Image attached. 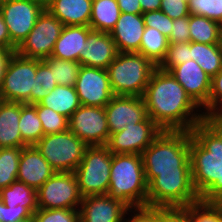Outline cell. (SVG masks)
<instances>
[{
    "mask_svg": "<svg viewBox=\"0 0 222 222\" xmlns=\"http://www.w3.org/2000/svg\"><path fill=\"white\" fill-rule=\"evenodd\" d=\"M63 28L64 24L45 8L29 35L17 47L16 53L24 58L47 59Z\"/></svg>",
    "mask_w": 222,
    "mask_h": 222,
    "instance_id": "cell-9",
    "label": "cell"
},
{
    "mask_svg": "<svg viewBox=\"0 0 222 222\" xmlns=\"http://www.w3.org/2000/svg\"><path fill=\"white\" fill-rule=\"evenodd\" d=\"M33 222H80L79 209H40L33 214Z\"/></svg>",
    "mask_w": 222,
    "mask_h": 222,
    "instance_id": "cell-39",
    "label": "cell"
},
{
    "mask_svg": "<svg viewBox=\"0 0 222 222\" xmlns=\"http://www.w3.org/2000/svg\"><path fill=\"white\" fill-rule=\"evenodd\" d=\"M22 148H0V190L17 180Z\"/></svg>",
    "mask_w": 222,
    "mask_h": 222,
    "instance_id": "cell-31",
    "label": "cell"
},
{
    "mask_svg": "<svg viewBox=\"0 0 222 222\" xmlns=\"http://www.w3.org/2000/svg\"><path fill=\"white\" fill-rule=\"evenodd\" d=\"M38 209L37 191L21 181L0 190V222L33 219Z\"/></svg>",
    "mask_w": 222,
    "mask_h": 222,
    "instance_id": "cell-14",
    "label": "cell"
},
{
    "mask_svg": "<svg viewBox=\"0 0 222 222\" xmlns=\"http://www.w3.org/2000/svg\"><path fill=\"white\" fill-rule=\"evenodd\" d=\"M36 59L24 58L17 53L11 58L2 87V101L21 102L31 105V91H34Z\"/></svg>",
    "mask_w": 222,
    "mask_h": 222,
    "instance_id": "cell-10",
    "label": "cell"
},
{
    "mask_svg": "<svg viewBox=\"0 0 222 222\" xmlns=\"http://www.w3.org/2000/svg\"><path fill=\"white\" fill-rule=\"evenodd\" d=\"M45 7L30 0H3L0 13L3 16L11 41L18 47L33 29Z\"/></svg>",
    "mask_w": 222,
    "mask_h": 222,
    "instance_id": "cell-12",
    "label": "cell"
},
{
    "mask_svg": "<svg viewBox=\"0 0 222 222\" xmlns=\"http://www.w3.org/2000/svg\"><path fill=\"white\" fill-rule=\"evenodd\" d=\"M120 14L117 0H93L89 26L92 30L110 33Z\"/></svg>",
    "mask_w": 222,
    "mask_h": 222,
    "instance_id": "cell-26",
    "label": "cell"
},
{
    "mask_svg": "<svg viewBox=\"0 0 222 222\" xmlns=\"http://www.w3.org/2000/svg\"><path fill=\"white\" fill-rule=\"evenodd\" d=\"M21 102L0 103V148L26 147L19 130Z\"/></svg>",
    "mask_w": 222,
    "mask_h": 222,
    "instance_id": "cell-24",
    "label": "cell"
},
{
    "mask_svg": "<svg viewBox=\"0 0 222 222\" xmlns=\"http://www.w3.org/2000/svg\"><path fill=\"white\" fill-rule=\"evenodd\" d=\"M68 129L88 146H104L110 136L104 107L81 105L69 118Z\"/></svg>",
    "mask_w": 222,
    "mask_h": 222,
    "instance_id": "cell-11",
    "label": "cell"
},
{
    "mask_svg": "<svg viewBox=\"0 0 222 222\" xmlns=\"http://www.w3.org/2000/svg\"><path fill=\"white\" fill-rule=\"evenodd\" d=\"M156 68L157 66L138 52H119L107 67L114 95L142 97Z\"/></svg>",
    "mask_w": 222,
    "mask_h": 222,
    "instance_id": "cell-5",
    "label": "cell"
},
{
    "mask_svg": "<svg viewBox=\"0 0 222 222\" xmlns=\"http://www.w3.org/2000/svg\"><path fill=\"white\" fill-rule=\"evenodd\" d=\"M53 70L54 81L60 86H75L81 67L79 62L58 59L53 56L43 60Z\"/></svg>",
    "mask_w": 222,
    "mask_h": 222,
    "instance_id": "cell-32",
    "label": "cell"
},
{
    "mask_svg": "<svg viewBox=\"0 0 222 222\" xmlns=\"http://www.w3.org/2000/svg\"><path fill=\"white\" fill-rule=\"evenodd\" d=\"M90 26H64L57 39L51 56L67 61L79 62V56L85 47Z\"/></svg>",
    "mask_w": 222,
    "mask_h": 222,
    "instance_id": "cell-23",
    "label": "cell"
},
{
    "mask_svg": "<svg viewBox=\"0 0 222 222\" xmlns=\"http://www.w3.org/2000/svg\"><path fill=\"white\" fill-rule=\"evenodd\" d=\"M192 183L203 202H222V142L203 123L190 131Z\"/></svg>",
    "mask_w": 222,
    "mask_h": 222,
    "instance_id": "cell-3",
    "label": "cell"
},
{
    "mask_svg": "<svg viewBox=\"0 0 222 222\" xmlns=\"http://www.w3.org/2000/svg\"><path fill=\"white\" fill-rule=\"evenodd\" d=\"M33 106L36 108L38 118L41 121L44 135L68 130V119L65 116L60 115L51 108L41 106L39 103Z\"/></svg>",
    "mask_w": 222,
    "mask_h": 222,
    "instance_id": "cell-35",
    "label": "cell"
},
{
    "mask_svg": "<svg viewBox=\"0 0 222 222\" xmlns=\"http://www.w3.org/2000/svg\"><path fill=\"white\" fill-rule=\"evenodd\" d=\"M30 1H34V2H37L39 4H42L46 8L49 0H30Z\"/></svg>",
    "mask_w": 222,
    "mask_h": 222,
    "instance_id": "cell-51",
    "label": "cell"
},
{
    "mask_svg": "<svg viewBox=\"0 0 222 222\" xmlns=\"http://www.w3.org/2000/svg\"><path fill=\"white\" fill-rule=\"evenodd\" d=\"M217 46H218V50H219V53H220L221 59H222V29H221L220 34H219V38H218V41H217Z\"/></svg>",
    "mask_w": 222,
    "mask_h": 222,
    "instance_id": "cell-50",
    "label": "cell"
},
{
    "mask_svg": "<svg viewBox=\"0 0 222 222\" xmlns=\"http://www.w3.org/2000/svg\"><path fill=\"white\" fill-rule=\"evenodd\" d=\"M168 45V37L156 28L145 26L138 53L158 67L165 58Z\"/></svg>",
    "mask_w": 222,
    "mask_h": 222,
    "instance_id": "cell-27",
    "label": "cell"
},
{
    "mask_svg": "<svg viewBox=\"0 0 222 222\" xmlns=\"http://www.w3.org/2000/svg\"><path fill=\"white\" fill-rule=\"evenodd\" d=\"M190 54L203 71L211 78L222 69V59L217 44L190 41Z\"/></svg>",
    "mask_w": 222,
    "mask_h": 222,
    "instance_id": "cell-28",
    "label": "cell"
},
{
    "mask_svg": "<svg viewBox=\"0 0 222 222\" xmlns=\"http://www.w3.org/2000/svg\"><path fill=\"white\" fill-rule=\"evenodd\" d=\"M222 25L200 15H189L190 41L203 44H217Z\"/></svg>",
    "mask_w": 222,
    "mask_h": 222,
    "instance_id": "cell-29",
    "label": "cell"
},
{
    "mask_svg": "<svg viewBox=\"0 0 222 222\" xmlns=\"http://www.w3.org/2000/svg\"><path fill=\"white\" fill-rule=\"evenodd\" d=\"M132 210L108 194L85 196L79 207L80 222H129ZM126 220V221H125Z\"/></svg>",
    "mask_w": 222,
    "mask_h": 222,
    "instance_id": "cell-16",
    "label": "cell"
},
{
    "mask_svg": "<svg viewBox=\"0 0 222 222\" xmlns=\"http://www.w3.org/2000/svg\"><path fill=\"white\" fill-rule=\"evenodd\" d=\"M147 207L189 206L200 201L190 167V132H162L142 152Z\"/></svg>",
    "mask_w": 222,
    "mask_h": 222,
    "instance_id": "cell-1",
    "label": "cell"
},
{
    "mask_svg": "<svg viewBox=\"0 0 222 222\" xmlns=\"http://www.w3.org/2000/svg\"><path fill=\"white\" fill-rule=\"evenodd\" d=\"M19 130L27 146H34L44 136L41 121L33 105L21 103Z\"/></svg>",
    "mask_w": 222,
    "mask_h": 222,
    "instance_id": "cell-30",
    "label": "cell"
},
{
    "mask_svg": "<svg viewBox=\"0 0 222 222\" xmlns=\"http://www.w3.org/2000/svg\"><path fill=\"white\" fill-rule=\"evenodd\" d=\"M146 27L156 28L159 32L169 37L172 30L173 20L161 10L143 12Z\"/></svg>",
    "mask_w": 222,
    "mask_h": 222,
    "instance_id": "cell-40",
    "label": "cell"
},
{
    "mask_svg": "<svg viewBox=\"0 0 222 222\" xmlns=\"http://www.w3.org/2000/svg\"><path fill=\"white\" fill-rule=\"evenodd\" d=\"M75 89L81 105L105 107L114 95L107 69L80 67Z\"/></svg>",
    "mask_w": 222,
    "mask_h": 222,
    "instance_id": "cell-15",
    "label": "cell"
},
{
    "mask_svg": "<svg viewBox=\"0 0 222 222\" xmlns=\"http://www.w3.org/2000/svg\"><path fill=\"white\" fill-rule=\"evenodd\" d=\"M117 4L122 13L142 14L139 0H117Z\"/></svg>",
    "mask_w": 222,
    "mask_h": 222,
    "instance_id": "cell-46",
    "label": "cell"
},
{
    "mask_svg": "<svg viewBox=\"0 0 222 222\" xmlns=\"http://www.w3.org/2000/svg\"><path fill=\"white\" fill-rule=\"evenodd\" d=\"M186 93L204 111L208 112L211 77L194 60L173 67L169 71Z\"/></svg>",
    "mask_w": 222,
    "mask_h": 222,
    "instance_id": "cell-18",
    "label": "cell"
},
{
    "mask_svg": "<svg viewBox=\"0 0 222 222\" xmlns=\"http://www.w3.org/2000/svg\"><path fill=\"white\" fill-rule=\"evenodd\" d=\"M34 146L55 172H74L88 147L69 129L44 135Z\"/></svg>",
    "mask_w": 222,
    "mask_h": 222,
    "instance_id": "cell-6",
    "label": "cell"
},
{
    "mask_svg": "<svg viewBox=\"0 0 222 222\" xmlns=\"http://www.w3.org/2000/svg\"><path fill=\"white\" fill-rule=\"evenodd\" d=\"M203 113L202 122L222 142V109Z\"/></svg>",
    "mask_w": 222,
    "mask_h": 222,
    "instance_id": "cell-44",
    "label": "cell"
},
{
    "mask_svg": "<svg viewBox=\"0 0 222 222\" xmlns=\"http://www.w3.org/2000/svg\"><path fill=\"white\" fill-rule=\"evenodd\" d=\"M118 53L109 33L91 30L79 56V63L82 66L107 69Z\"/></svg>",
    "mask_w": 222,
    "mask_h": 222,
    "instance_id": "cell-19",
    "label": "cell"
},
{
    "mask_svg": "<svg viewBox=\"0 0 222 222\" xmlns=\"http://www.w3.org/2000/svg\"><path fill=\"white\" fill-rule=\"evenodd\" d=\"M162 0H139L142 12L160 10Z\"/></svg>",
    "mask_w": 222,
    "mask_h": 222,
    "instance_id": "cell-49",
    "label": "cell"
},
{
    "mask_svg": "<svg viewBox=\"0 0 222 222\" xmlns=\"http://www.w3.org/2000/svg\"><path fill=\"white\" fill-rule=\"evenodd\" d=\"M41 106L53 109L68 120L71 115L81 106L75 86L57 85L52 91L39 102Z\"/></svg>",
    "mask_w": 222,
    "mask_h": 222,
    "instance_id": "cell-25",
    "label": "cell"
},
{
    "mask_svg": "<svg viewBox=\"0 0 222 222\" xmlns=\"http://www.w3.org/2000/svg\"><path fill=\"white\" fill-rule=\"evenodd\" d=\"M148 183L142 156L112 154L110 184L107 194L122 201L132 211L147 207Z\"/></svg>",
    "mask_w": 222,
    "mask_h": 222,
    "instance_id": "cell-4",
    "label": "cell"
},
{
    "mask_svg": "<svg viewBox=\"0 0 222 222\" xmlns=\"http://www.w3.org/2000/svg\"><path fill=\"white\" fill-rule=\"evenodd\" d=\"M188 60H192L190 42L169 43L165 58L158 68L169 72L173 67L183 64Z\"/></svg>",
    "mask_w": 222,
    "mask_h": 222,
    "instance_id": "cell-36",
    "label": "cell"
},
{
    "mask_svg": "<svg viewBox=\"0 0 222 222\" xmlns=\"http://www.w3.org/2000/svg\"><path fill=\"white\" fill-rule=\"evenodd\" d=\"M132 213L129 215L132 222H158L145 208L133 210Z\"/></svg>",
    "mask_w": 222,
    "mask_h": 222,
    "instance_id": "cell-48",
    "label": "cell"
},
{
    "mask_svg": "<svg viewBox=\"0 0 222 222\" xmlns=\"http://www.w3.org/2000/svg\"><path fill=\"white\" fill-rule=\"evenodd\" d=\"M145 30L142 14L122 13L109 33L115 42L118 52H139L141 38Z\"/></svg>",
    "mask_w": 222,
    "mask_h": 222,
    "instance_id": "cell-21",
    "label": "cell"
},
{
    "mask_svg": "<svg viewBox=\"0 0 222 222\" xmlns=\"http://www.w3.org/2000/svg\"><path fill=\"white\" fill-rule=\"evenodd\" d=\"M189 13L204 16L222 25V0H190Z\"/></svg>",
    "mask_w": 222,
    "mask_h": 222,
    "instance_id": "cell-37",
    "label": "cell"
},
{
    "mask_svg": "<svg viewBox=\"0 0 222 222\" xmlns=\"http://www.w3.org/2000/svg\"><path fill=\"white\" fill-rule=\"evenodd\" d=\"M112 153L104 146H88L74 171L83 197L107 194L110 184Z\"/></svg>",
    "mask_w": 222,
    "mask_h": 222,
    "instance_id": "cell-7",
    "label": "cell"
},
{
    "mask_svg": "<svg viewBox=\"0 0 222 222\" xmlns=\"http://www.w3.org/2000/svg\"><path fill=\"white\" fill-rule=\"evenodd\" d=\"M162 129L148 116L143 122L126 127L112 133L106 147L112 154H138L153 142Z\"/></svg>",
    "mask_w": 222,
    "mask_h": 222,
    "instance_id": "cell-13",
    "label": "cell"
},
{
    "mask_svg": "<svg viewBox=\"0 0 222 222\" xmlns=\"http://www.w3.org/2000/svg\"><path fill=\"white\" fill-rule=\"evenodd\" d=\"M15 53H16V50L13 48L0 47V89L4 81L8 64Z\"/></svg>",
    "mask_w": 222,
    "mask_h": 222,
    "instance_id": "cell-45",
    "label": "cell"
},
{
    "mask_svg": "<svg viewBox=\"0 0 222 222\" xmlns=\"http://www.w3.org/2000/svg\"><path fill=\"white\" fill-rule=\"evenodd\" d=\"M142 97L148 116L162 130L190 132L202 122V109L170 72L157 67Z\"/></svg>",
    "mask_w": 222,
    "mask_h": 222,
    "instance_id": "cell-2",
    "label": "cell"
},
{
    "mask_svg": "<svg viewBox=\"0 0 222 222\" xmlns=\"http://www.w3.org/2000/svg\"><path fill=\"white\" fill-rule=\"evenodd\" d=\"M93 0H49L46 9L64 26H89Z\"/></svg>",
    "mask_w": 222,
    "mask_h": 222,
    "instance_id": "cell-22",
    "label": "cell"
},
{
    "mask_svg": "<svg viewBox=\"0 0 222 222\" xmlns=\"http://www.w3.org/2000/svg\"><path fill=\"white\" fill-rule=\"evenodd\" d=\"M158 222H190L189 206L146 207Z\"/></svg>",
    "mask_w": 222,
    "mask_h": 222,
    "instance_id": "cell-38",
    "label": "cell"
},
{
    "mask_svg": "<svg viewBox=\"0 0 222 222\" xmlns=\"http://www.w3.org/2000/svg\"><path fill=\"white\" fill-rule=\"evenodd\" d=\"M182 1H184V2H186V3H189L190 0H182Z\"/></svg>",
    "mask_w": 222,
    "mask_h": 222,
    "instance_id": "cell-53",
    "label": "cell"
},
{
    "mask_svg": "<svg viewBox=\"0 0 222 222\" xmlns=\"http://www.w3.org/2000/svg\"><path fill=\"white\" fill-rule=\"evenodd\" d=\"M190 222H222V202L198 201L189 205Z\"/></svg>",
    "mask_w": 222,
    "mask_h": 222,
    "instance_id": "cell-34",
    "label": "cell"
},
{
    "mask_svg": "<svg viewBox=\"0 0 222 222\" xmlns=\"http://www.w3.org/2000/svg\"><path fill=\"white\" fill-rule=\"evenodd\" d=\"M55 173L35 146L22 148L17 180L36 191Z\"/></svg>",
    "mask_w": 222,
    "mask_h": 222,
    "instance_id": "cell-20",
    "label": "cell"
},
{
    "mask_svg": "<svg viewBox=\"0 0 222 222\" xmlns=\"http://www.w3.org/2000/svg\"><path fill=\"white\" fill-rule=\"evenodd\" d=\"M169 43L190 42L189 16L173 20Z\"/></svg>",
    "mask_w": 222,
    "mask_h": 222,
    "instance_id": "cell-41",
    "label": "cell"
},
{
    "mask_svg": "<svg viewBox=\"0 0 222 222\" xmlns=\"http://www.w3.org/2000/svg\"><path fill=\"white\" fill-rule=\"evenodd\" d=\"M53 79V70L43 60L36 59V75L34 91H31V105L39 103L49 91L56 88L57 83Z\"/></svg>",
    "mask_w": 222,
    "mask_h": 222,
    "instance_id": "cell-33",
    "label": "cell"
},
{
    "mask_svg": "<svg viewBox=\"0 0 222 222\" xmlns=\"http://www.w3.org/2000/svg\"><path fill=\"white\" fill-rule=\"evenodd\" d=\"M15 222H33V219H24V220L15 221Z\"/></svg>",
    "mask_w": 222,
    "mask_h": 222,
    "instance_id": "cell-52",
    "label": "cell"
},
{
    "mask_svg": "<svg viewBox=\"0 0 222 222\" xmlns=\"http://www.w3.org/2000/svg\"><path fill=\"white\" fill-rule=\"evenodd\" d=\"M160 10L172 20L190 15L188 3L182 0H162Z\"/></svg>",
    "mask_w": 222,
    "mask_h": 222,
    "instance_id": "cell-43",
    "label": "cell"
},
{
    "mask_svg": "<svg viewBox=\"0 0 222 222\" xmlns=\"http://www.w3.org/2000/svg\"><path fill=\"white\" fill-rule=\"evenodd\" d=\"M0 47L2 48H13L17 49V46L11 41L7 25L3 19L2 14L0 13Z\"/></svg>",
    "mask_w": 222,
    "mask_h": 222,
    "instance_id": "cell-47",
    "label": "cell"
},
{
    "mask_svg": "<svg viewBox=\"0 0 222 222\" xmlns=\"http://www.w3.org/2000/svg\"><path fill=\"white\" fill-rule=\"evenodd\" d=\"M222 109V69L211 78L208 112Z\"/></svg>",
    "mask_w": 222,
    "mask_h": 222,
    "instance_id": "cell-42",
    "label": "cell"
},
{
    "mask_svg": "<svg viewBox=\"0 0 222 222\" xmlns=\"http://www.w3.org/2000/svg\"><path fill=\"white\" fill-rule=\"evenodd\" d=\"M82 200L74 172H55L37 190L40 209H79Z\"/></svg>",
    "mask_w": 222,
    "mask_h": 222,
    "instance_id": "cell-8",
    "label": "cell"
},
{
    "mask_svg": "<svg viewBox=\"0 0 222 222\" xmlns=\"http://www.w3.org/2000/svg\"><path fill=\"white\" fill-rule=\"evenodd\" d=\"M104 109L110 134L123 130L126 125L143 122L148 117L143 97L113 96Z\"/></svg>",
    "mask_w": 222,
    "mask_h": 222,
    "instance_id": "cell-17",
    "label": "cell"
}]
</instances>
